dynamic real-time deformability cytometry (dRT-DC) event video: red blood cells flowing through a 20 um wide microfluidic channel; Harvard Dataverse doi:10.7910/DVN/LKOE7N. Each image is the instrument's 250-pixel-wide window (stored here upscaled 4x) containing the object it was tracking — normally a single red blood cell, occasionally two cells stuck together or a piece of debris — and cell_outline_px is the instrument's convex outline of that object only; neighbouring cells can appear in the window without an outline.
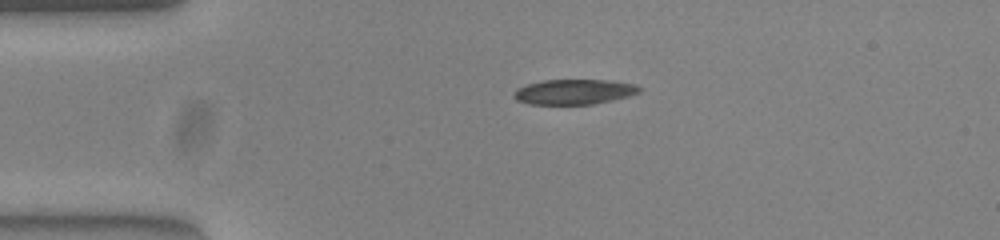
{"species": "common noctule bat (a hibernating species)", "species_latin": "Nyctalus noctula", "temperature_condition": "warm", "stored_images_in_passage": 42, "camera_frame_rate_fps": 3000, "um_per_image_px": 0.085, "animal": {"sex": "female", "body_mass_g": 23.0, "forearm_length_mm": 53.4}, "frame": {"image": 1, "passage_image": 1, "time_ms": 0.0, "image_size_px": [1000, 240], "cell_outline_px": [[640, 92], [628, 96], [612, 100], [592, 104], [528, 104], [516, 100], [512, 96], [512, 92], [516, 88], [528, 84], [544, 80], [612, 80], [636, 84], [640, 88]], "centroid_in_image_um": [48.76, 7.8], "position_along_channel_um": 36.2, "area_um2": 18.44}}
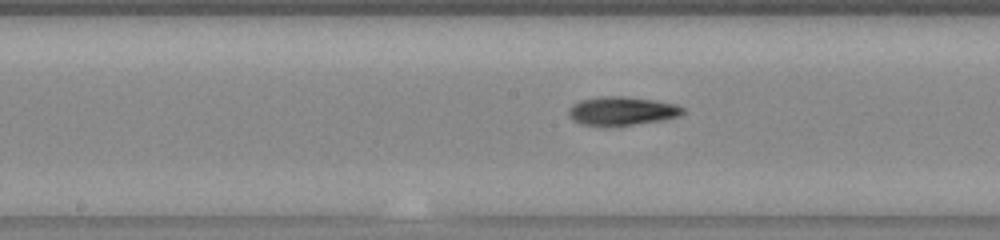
{"frame": {"image": 2, "passage_image": 16, "time_ms": 5.0, "image_size_px": [1000, 240], "cell_outline_px": [[684, 112], [680, 116], [664, 120], [632, 124], [580, 124], [572, 120], [568, 116], [568, 108], [572, 104], [580, 100], [600, 96], [628, 96], [656, 100], [676, 104], [684, 108]], "centroid_in_image_um": [52.87, 9.4], "position_along_channel_um": 195.3, "area_um2": 18.96}}
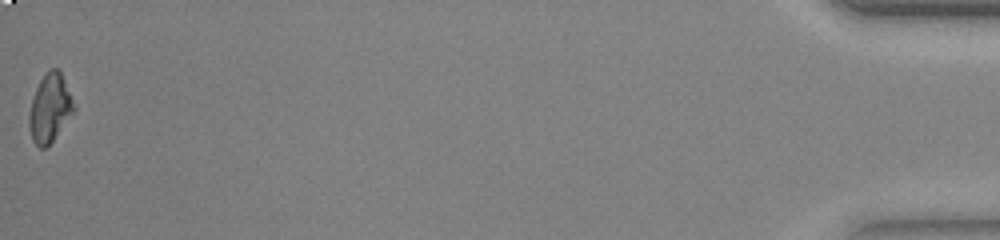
{"frame": {"image": 3, "passage_image": 42, "time_ms": 13.667, "image_size_px": [1000, 240], "cell_outline_px": [[76, 108], [48, 148], [40, 148], [32, 140], [28, 124], [28, 116], [32, 100], [36, 88], [44, 72], [48, 68], [56, 68], [60, 72]], "centroid_in_image_um": [4.21, 9.21], "position_along_channel_um": 431.0, "area_um2": 17.74}, "authors_computed_cell_mechanics": {"area_um2": 18.785, "velocity_mm_per_s": 3.8965, "shape_relaxation_time_tau1_ms": 3.8351, "shape_relaxation_time_tau2_ms": null, "deformation_change_tau1": 0.1661, "deformation_change_tau2": null}}